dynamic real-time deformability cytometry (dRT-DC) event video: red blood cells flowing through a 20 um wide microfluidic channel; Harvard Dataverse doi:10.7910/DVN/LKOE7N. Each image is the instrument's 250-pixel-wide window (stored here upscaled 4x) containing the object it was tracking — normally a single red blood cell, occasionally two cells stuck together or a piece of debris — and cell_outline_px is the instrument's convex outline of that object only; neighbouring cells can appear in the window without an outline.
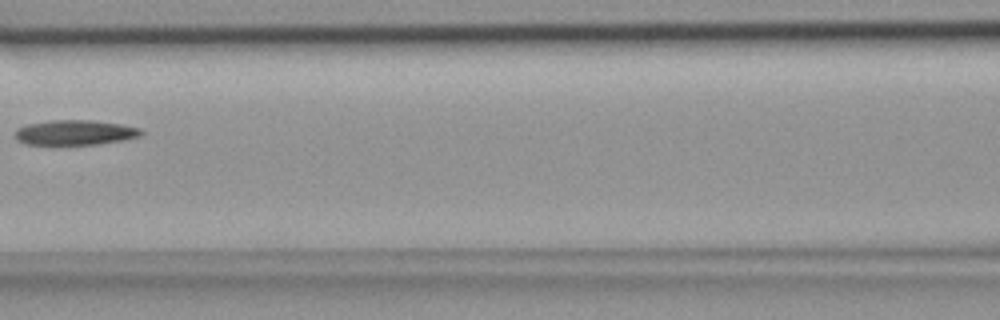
{"species": "common noctule bat (a hibernating species)", "species_latin": "Nyctalus noctula", "temperature_condition": "room temperature", "stored_images_in_passage": 7, "camera_frame_rate_fps": 3000, "um_per_image_px": 0.085, "animal": {"sex": "female", "body_mass_g": 18.4}, "frame": {"image": 1, "passage_image": 6, "time_ms": 1.667, "image_size_px": [1000, 320], "cell_outline_px": [[144, 132], [140, 136], [124, 140], [96, 144], [24, 144], [16, 140], [16, 128], [28, 124], [52, 120], [92, 120], [120, 124], [140, 128]], "centroid_in_image_um": [6.38, 11.26], "position_along_channel_um": 160.2, "area_um2": 18.26}}